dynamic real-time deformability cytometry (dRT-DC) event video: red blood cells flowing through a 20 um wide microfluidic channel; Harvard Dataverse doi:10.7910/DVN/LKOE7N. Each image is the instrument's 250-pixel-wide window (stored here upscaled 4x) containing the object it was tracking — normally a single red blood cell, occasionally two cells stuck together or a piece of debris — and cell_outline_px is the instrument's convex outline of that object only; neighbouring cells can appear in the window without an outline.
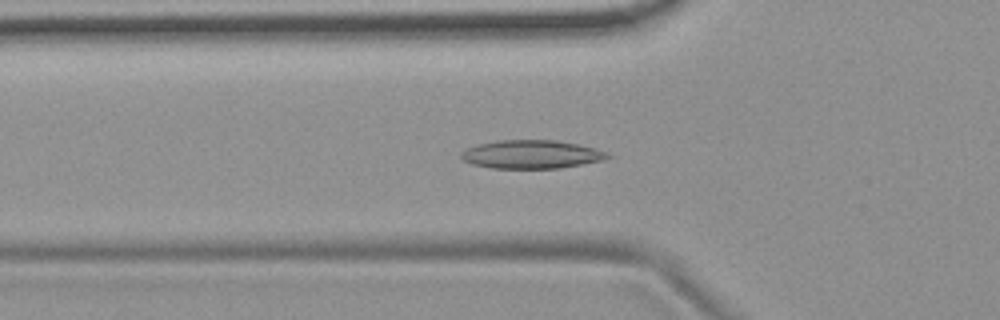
{"species": "common noctule bat (a hibernating species)", "species_latin": "Nyctalus noctula", "temperature_condition": "room temperature", "stored_images_in_passage": 47, "camera_frame_rate_fps": 3000, "um_per_image_px": 0.085, "animal": {"sex": "female", "body_mass_g": 19.9}, "frame": {"image": 1, "passage_image": 11, "time_ms": 3.333, "image_size_px": [1000, 320], "cell_outline_px": [[612, 156], [604, 160], [560, 168], [492, 168], [472, 164], [464, 160], [460, 156], [460, 152], [476, 144], [500, 140], [556, 140], [596, 148], [608, 152]], "centroid_in_image_um": [45.18, 13.12], "position_along_channel_um": 80.6, "area_um2": 24.28}}
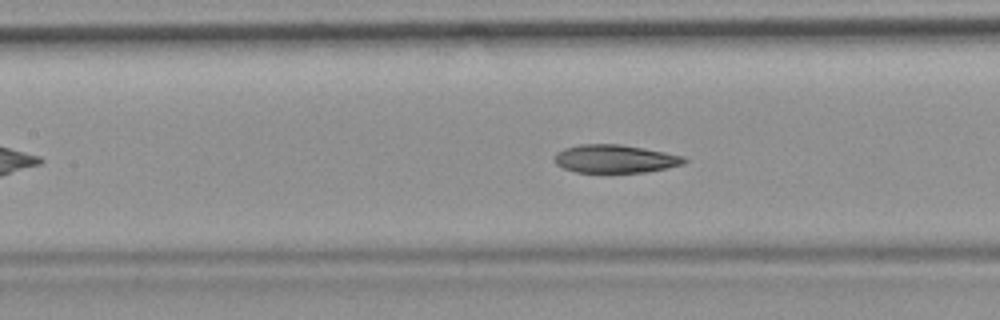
{"frame": {"image": 2, "passage_image": 17, "time_ms": 5.333, "image_size_px": [1000, 320], "cell_outline_px": [[688, 160], [684, 164], [644, 172], [576, 172], [564, 168], [556, 164], [556, 152], [564, 148], [580, 144], [620, 144], [644, 148], [684, 156]], "centroid_in_image_um": [52.28, 13.49], "position_along_channel_um": 155.1, "area_um2": 21.1}}
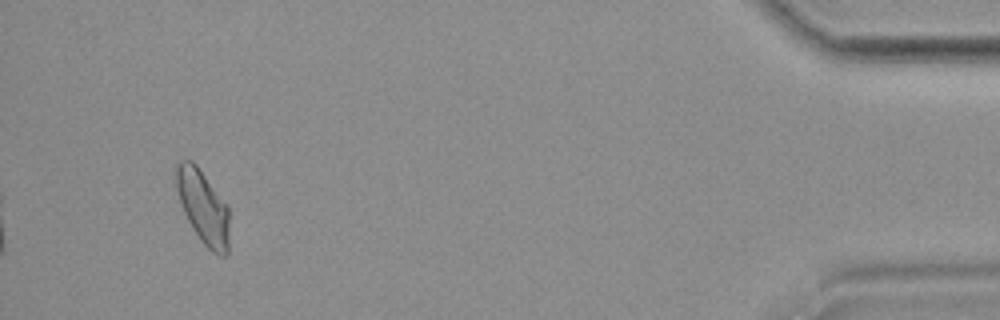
{"frame": {"image": 3, "passage_image": 44, "time_ms": 14.333, "image_size_px": [1000, 320], "cell_outline_px": [[228, 256], [220, 256], [212, 252], [200, 240], [192, 228], [184, 212], [172, 176], [172, 168], [176, 160], [192, 160], [196, 164], [228, 208]], "centroid_in_image_um": [17.19, 17.54], "position_along_channel_um": 418.0, "area_um2": 22.95}, "authors_computed_cell_mechanics": {"area_um2": 22.3686, "velocity_mm_per_s": 3.6944, "shape_relaxation_time_tau1_ms": 8.9349, "shape_relaxation_time_tau2_ms": 2.3591, "deformation_change_tau1": 0.1951, "deformation_change_tau2": 0.0717}}